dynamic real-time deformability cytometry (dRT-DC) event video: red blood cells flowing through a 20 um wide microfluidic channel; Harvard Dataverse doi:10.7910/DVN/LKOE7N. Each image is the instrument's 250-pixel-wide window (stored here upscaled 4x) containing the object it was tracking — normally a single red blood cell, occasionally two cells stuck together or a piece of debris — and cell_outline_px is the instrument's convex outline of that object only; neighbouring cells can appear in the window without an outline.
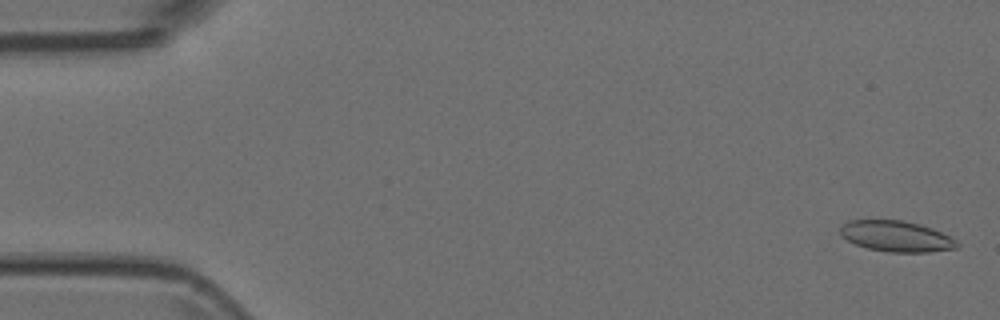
{"species": "Egyptian fruit bat (a non-hibernating species)", "species_latin": "Rousettus aegyptiacus", "temperature_condition": "room temperature", "stored_images_in_passage": 5, "camera_frame_rate_fps": 3000, "um_per_image_px": 0.085, "animal": {"sex": "female"}, "frame": {"image": 1, "passage_image": 1, "time_ms": 0.0, "image_size_px": [1000, 320], "cell_outline_px": [[960, 248], [928, 252], [888, 252], [868, 248], [856, 244], [848, 240], [840, 232], [840, 228], [848, 220], [900, 220], [920, 224], [932, 228], [956, 240], [960, 244]], "centroid_in_image_um": [76.22, 20.09], "position_along_channel_um": 8.8, "area_um2": 20.87}}